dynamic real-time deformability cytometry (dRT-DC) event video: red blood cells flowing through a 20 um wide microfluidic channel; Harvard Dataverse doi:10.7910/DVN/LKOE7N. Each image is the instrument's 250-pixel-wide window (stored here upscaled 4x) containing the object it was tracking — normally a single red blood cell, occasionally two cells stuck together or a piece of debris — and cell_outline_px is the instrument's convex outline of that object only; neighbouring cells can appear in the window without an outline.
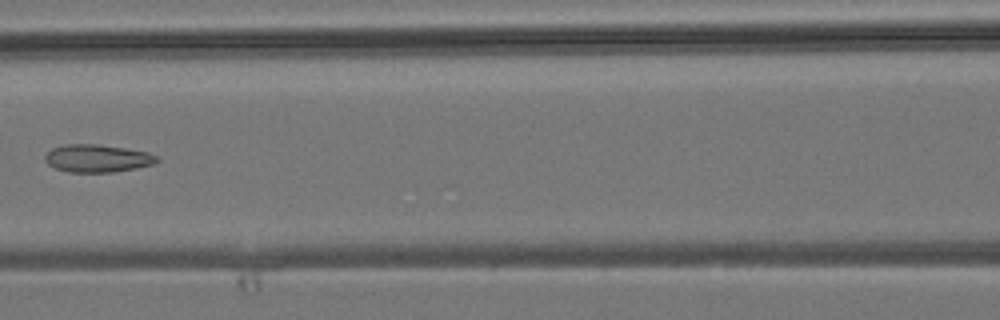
{"species": "common noctule bat (a hibernating species)", "species_latin": "Nyctalus noctula", "temperature_condition": "room temperature", "stored_images_in_passage": 7, "camera_frame_rate_fps": 3000, "um_per_image_px": 0.085, "animal": {"sex": "male", "body_mass_g": 19.2, "forearm_length_mm": 51.8}, "frame": {"image": 1, "passage_image": 7, "time_ms": 7.667, "image_size_px": [1000, 320], "cell_outline_px": [[160, 160], [152, 164], [136, 168], [112, 172], [68, 172], [56, 168], [48, 164], [44, 160], [44, 156], [52, 148], [64, 144], [96, 144], [124, 148], [148, 152], [156, 156]], "centroid_in_image_um": [8.25, 13.46], "position_along_channel_um": 158.4, "area_um2": 17.98}}